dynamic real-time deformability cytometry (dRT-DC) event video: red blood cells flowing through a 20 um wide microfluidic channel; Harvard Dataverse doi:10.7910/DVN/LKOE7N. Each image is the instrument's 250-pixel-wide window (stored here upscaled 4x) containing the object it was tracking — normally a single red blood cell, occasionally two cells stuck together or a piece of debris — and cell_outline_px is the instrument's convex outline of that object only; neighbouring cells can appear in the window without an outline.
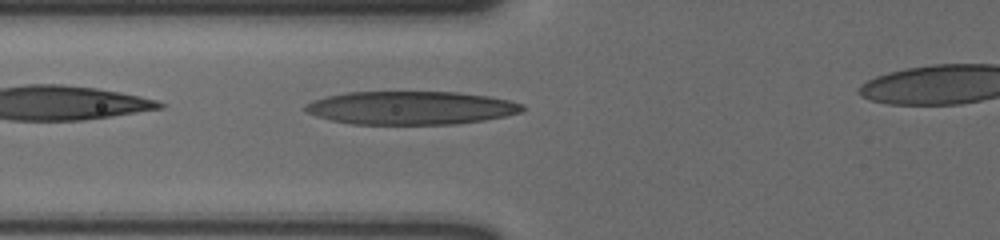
{"species": "human", "species_latin": "Homo sapiens", "temperature_condition": "cold", "stored_images_in_passage": 6, "segment_of_instrument_passage": [1, 2], "camera_frame_rate_fps": 3000, "um_per_image_px": 0.085, "donor": {"sex": "male"}, "frame": {"image": 1, "passage_image": 5, "time_ms": 1.333, "image_size_px": [1000, 240], "cell_outline_px": [[524, 108], [520, 112], [504, 116], [484, 120], [456, 124], [352, 124], [332, 120], [316, 116], [308, 112], [304, 108], [304, 104], [312, 100], [328, 96], [348, 92], [456, 92], [488, 96], [508, 100], [524, 104]], "centroid_in_image_um": [34.91, 9.17], "position_along_channel_um": 90.9, "area_um2": 42.02}}